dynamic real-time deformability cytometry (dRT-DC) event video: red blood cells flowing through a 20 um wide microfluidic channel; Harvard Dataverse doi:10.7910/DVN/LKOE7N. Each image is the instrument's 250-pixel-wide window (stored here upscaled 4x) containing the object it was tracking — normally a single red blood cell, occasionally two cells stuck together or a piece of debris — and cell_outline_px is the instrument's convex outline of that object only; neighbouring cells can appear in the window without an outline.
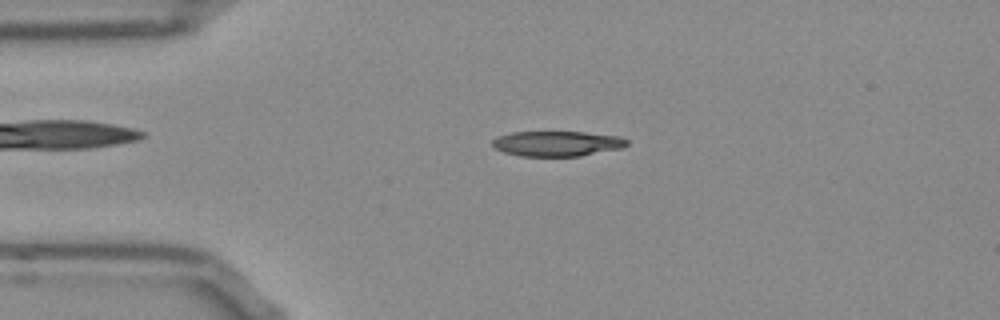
{"species": "Egyptian fruit bat (a non-hibernating species)", "species_latin": "Rousettus aegyptiacus", "temperature_condition": "room temperature", "stored_images_in_passage": 50, "camera_frame_rate_fps": 3000, "um_per_image_px": 0.085, "frame": {"image": 1, "passage_image": 10, "time_ms": 3.0, "image_size_px": [1000, 320], "cell_outline_px": [[628, 144], [624, 148], [580, 156], [520, 156], [504, 152], [496, 148], [492, 144], [492, 140], [500, 136], [512, 132], [584, 132], [620, 136], [628, 140]], "centroid_in_image_um": [47.41, 12.21], "position_along_channel_um": 37.6, "area_um2": 19.77}}
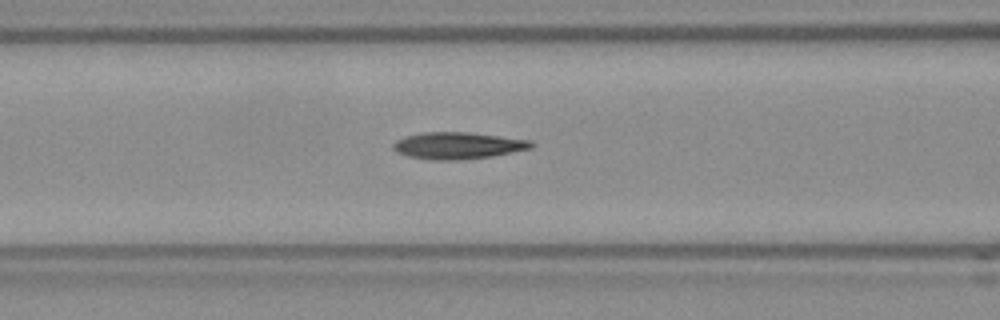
{"frame": {"image": 2, "passage_image": 19, "time_ms": 6.0, "image_size_px": [1000, 320], "cell_outline_px": [[536, 144], [532, 148], [492, 156], [460, 160], [432, 160], [408, 156], [396, 152], [392, 148], [392, 144], [396, 140], [408, 136], [424, 132], [464, 132], [532, 140]], "centroid_in_image_um": [38.92, 12.38], "position_along_channel_um": 127.7, "area_um2": 21.5}}
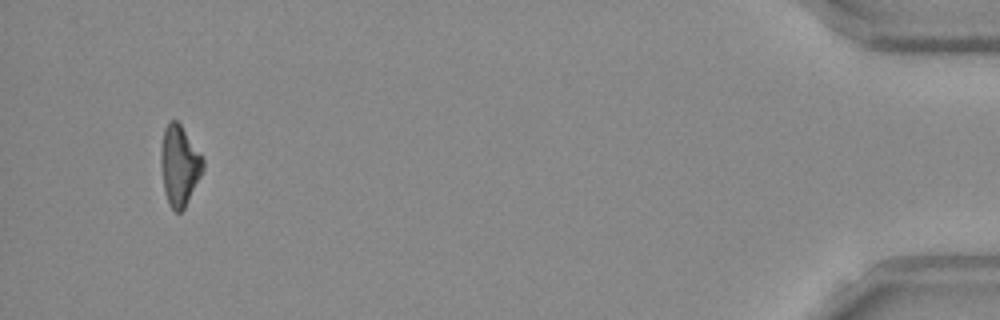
{"frame": {"image": 3, "passage_image": 48, "time_ms": 15.667, "image_size_px": [1000, 320], "cell_outline_px": [[204, 168], [184, 208], [180, 212], [176, 212], [168, 204], [164, 192], [160, 164], [160, 148], [164, 128], [168, 120], [176, 120], [180, 124], [204, 160]], "centroid_in_image_um": [15.21, 14.05], "position_along_channel_um": 420.0, "area_um2": 19.59}, "authors_computed_cell_mechanics": {"area_um2": 20.3456, "velocity_mm_per_s": 3.877, "shape_relaxation_time_tau1_ms": 7.9945, "shape_relaxation_time_tau2_ms": 5.2514, "deformation_change_tau1": 0.2247, "deformation_change_tau2": 0.1576}}